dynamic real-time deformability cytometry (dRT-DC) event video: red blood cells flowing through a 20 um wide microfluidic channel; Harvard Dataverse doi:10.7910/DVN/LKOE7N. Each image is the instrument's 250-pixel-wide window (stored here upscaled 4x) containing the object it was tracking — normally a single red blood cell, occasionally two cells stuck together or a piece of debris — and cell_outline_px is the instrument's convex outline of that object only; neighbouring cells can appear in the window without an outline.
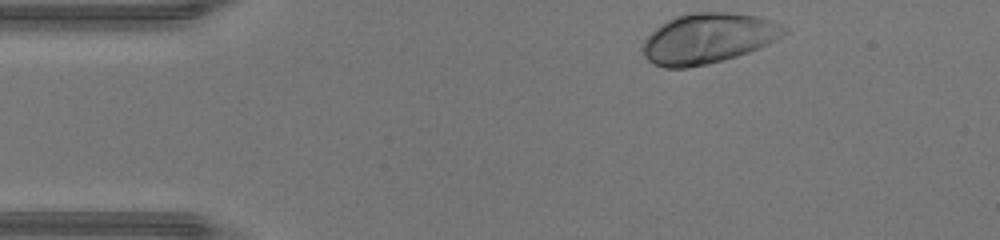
{"species": "human", "species_latin": "Homo sapiens", "temperature_condition": "warm", "stored_images_in_passage": 33, "camera_frame_rate_fps": 3000, "um_per_image_px": 0.085, "donor": {"sex": "male"}, "frame": {"image": 1, "passage_image": 1, "time_ms": 0.0, "image_size_px": [1000, 240], "cell_outline_px": [[788, 32], [776, 40], [768, 44], [748, 52], [736, 56], [708, 64], [688, 68], [664, 68], [652, 64], [644, 56], [640, 48], [644, 40], [660, 24], [676, 16], [692, 12], [732, 12], [756, 16], [784, 24], [788, 28]], "centroid_in_image_um": [60.18, 3.26], "position_along_channel_um": 24.8, "area_um2": 41.73}}
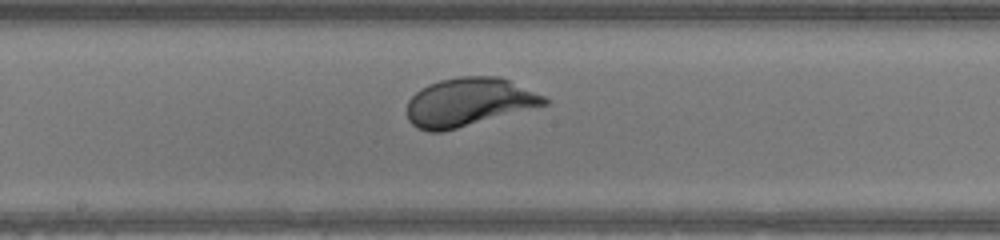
{"frame": {"image": 2, "passage_image": 18, "time_ms": 5.667, "image_size_px": [1000, 240], "cell_outline_px": [[548, 104], [456, 128], [440, 132], [428, 132], [416, 128], [408, 120], [408, 100], [420, 88], [428, 84], [440, 80], [460, 76], [500, 76], [544, 96], [548, 100]], "centroid_in_image_um": [39.81, 8.67], "position_along_channel_um": 208.4, "area_um2": 38.38}}
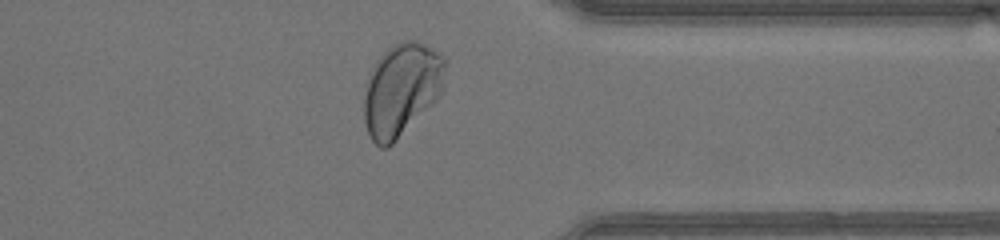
{"frame": {"image": 3, "passage_image": 30, "time_ms": 9.667, "image_size_px": [1000, 240], "cell_outline_px": [[448, 60], [444, 92], [388, 148], [380, 148], [372, 140], [368, 132], [364, 120], [364, 100], [368, 76], [376, 60], [392, 44], [400, 40], [416, 40], [432, 48], [444, 56]], "centroid_in_image_um": [34.17, 7.57], "position_along_channel_um": 377.2, "area_um2": 44.39}, "authors_computed_cell_mechanics": {"area_um2": 38.8416, "velocity_mm_per_s": 4.4322, "shape_relaxation_time_tau1_ms": 1.6184, "shape_relaxation_time_tau2_ms": null, "deformation_change_tau1": 0.1538, "deformation_change_tau2": null}}